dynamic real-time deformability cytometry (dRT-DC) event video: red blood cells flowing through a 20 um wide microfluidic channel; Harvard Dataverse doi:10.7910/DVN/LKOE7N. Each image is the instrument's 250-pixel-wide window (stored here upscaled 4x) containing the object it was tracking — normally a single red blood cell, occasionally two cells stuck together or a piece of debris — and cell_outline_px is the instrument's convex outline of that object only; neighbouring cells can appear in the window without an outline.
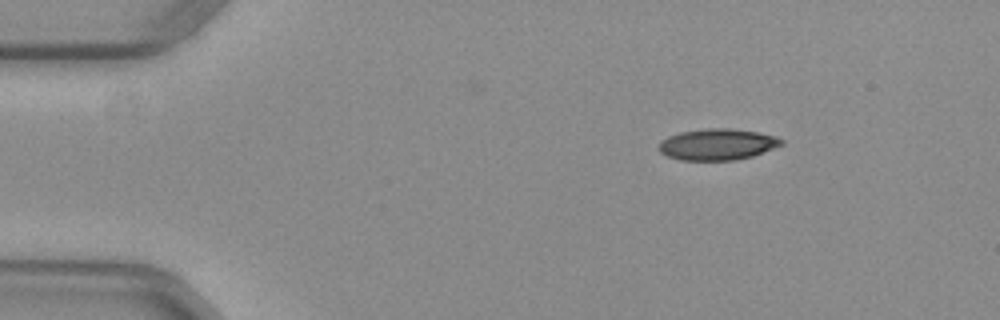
{"species": "common noctule bat (a hibernating species)", "species_latin": "Nyctalus noctula", "temperature_condition": "warm", "stored_images_in_passage": 45, "camera_frame_rate_fps": 3000, "um_per_image_px": 0.085, "animal": {"sex": "female", "body_mass_g": 29.2, "forearm_length_mm": 56.3}, "frame": {"image": 1, "passage_image": 1, "time_ms": 0.0, "image_size_px": [1000, 320], "cell_outline_px": [[784, 144], [752, 156], [736, 160], [680, 160], [668, 156], [660, 152], [660, 140], [668, 136], [680, 132], [708, 128], [732, 128], [756, 132], [776, 136], [784, 140]], "centroid_in_image_um": [60.99, 12.27], "position_along_channel_um": 24.0, "area_um2": 22.31}}
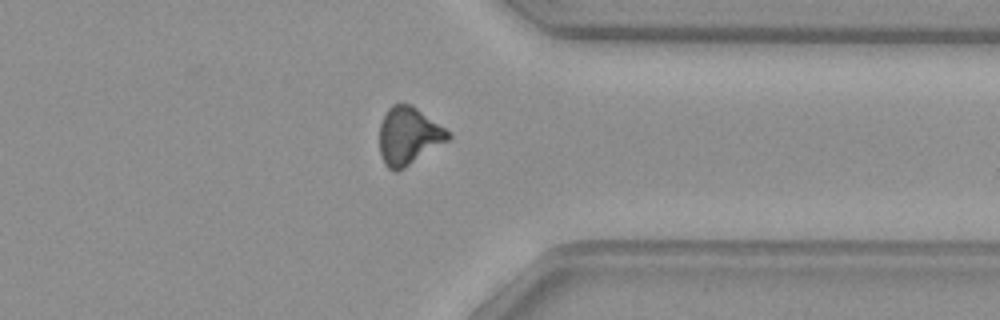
{"frame": {"image": 2, "passage_image": 34, "time_ms": 11.0, "image_size_px": [1000, 320], "cell_outline_px": [[452, 136], [448, 140], [404, 168], [396, 172], [388, 168], [384, 164], [380, 156], [380, 124], [388, 108], [392, 104], [412, 104], [444, 128]], "centroid_in_image_um": [34.7, 11.56], "position_along_channel_um": 376.7, "area_um2": 22.77}}
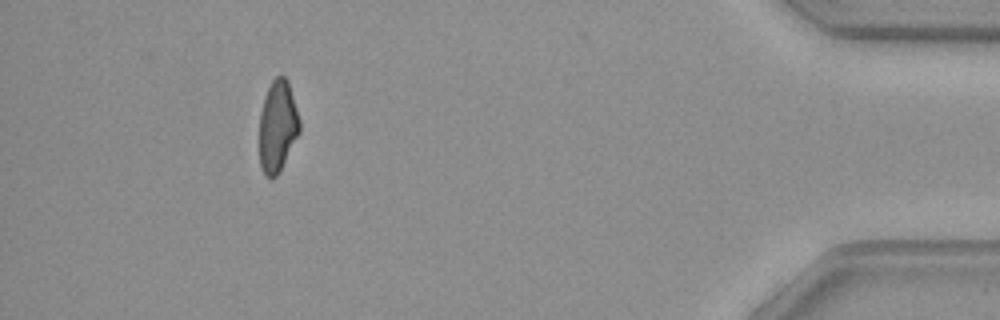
{"frame": {"image": 3, "passage_image": 41, "time_ms": 13.333, "image_size_px": [1000, 320], "cell_outline_px": [[300, 132], [280, 172], [272, 180], [264, 172], [260, 164], [260, 112], [264, 96], [272, 80], [276, 76], [284, 76], [288, 80], [300, 120]], "centroid_in_image_um": [23.61, 10.73], "position_along_channel_um": 411.6, "area_um2": 21.5}, "authors_computed_cell_mechanics": {"area_um2": 23.0044, "velocity_mm_per_s": 3.9655, "shape_relaxation_time_tau1_ms": null, "shape_relaxation_time_tau2_ms": 3.1129, "deformation_change_tau1": null, "deformation_change_tau2": 0.1098}}